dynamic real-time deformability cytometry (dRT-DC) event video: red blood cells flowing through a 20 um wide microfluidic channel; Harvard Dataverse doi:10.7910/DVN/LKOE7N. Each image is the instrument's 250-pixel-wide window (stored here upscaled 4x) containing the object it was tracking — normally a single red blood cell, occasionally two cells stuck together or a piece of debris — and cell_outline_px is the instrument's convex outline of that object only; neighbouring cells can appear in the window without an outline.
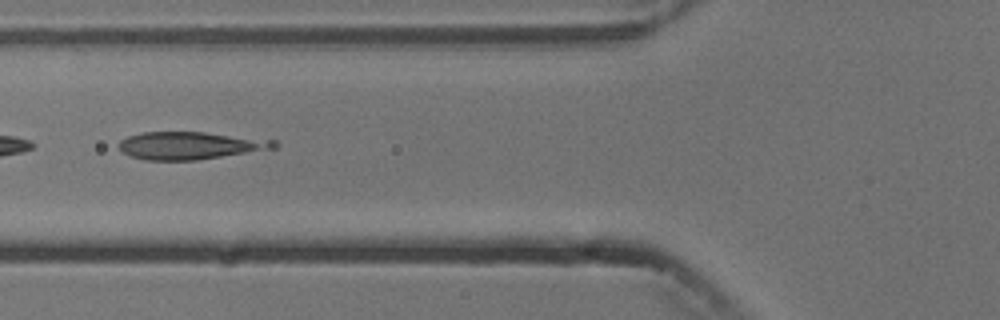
{"species": "common noctule bat (a hibernating species)", "species_latin": "Nyctalus noctula", "temperature_condition": "cold", "stored_images_in_passage": 10, "camera_frame_rate_fps": 3000, "um_per_image_px": 0.085, "animal": {"sex": "male", "body_mass_g": 13.3}, "frame": {"image": 1, "passage_image": 5, "time_ms": 5.0, "image_size_px": [1000, 320], "cell_outline_px": [[280, 144], [276, 148], [196, 160], [144, 160], [132, 156], [124, 152], [116, 144], [120, 140], [128, 136], [144, 132], [204, 132], [276, 140]], "centroid_in_image_um": [16.17, 12.36], "position_along_channel_um": 109.6, "area_um2": 24.85}}
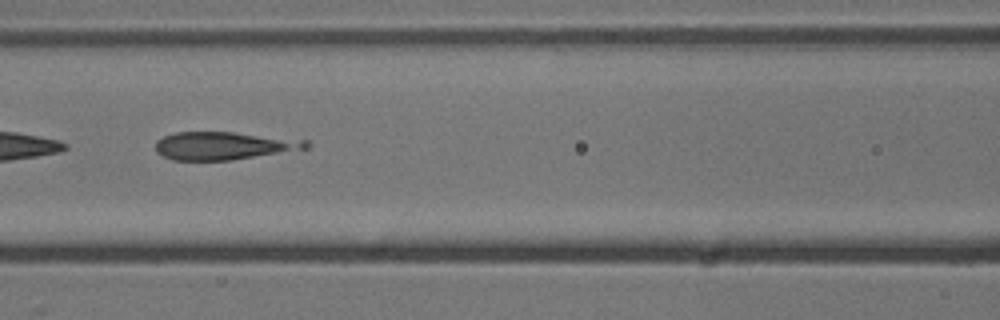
{"frame": {"image": 2, "passage_image": 6, "time_ms": 6.0, "image_size_px": [1000, 320], "cell_outline_px": [[312, 144], [308, 148], [232, 160], [172, 160], [156, 152], [156, 140], [164, 136], [176, 132], [232, 132], [308, 140]], "centroid_in_image_um": [19.02, 12.38], "position_along_channel_um": 147.6, "area_um2": 24.39}}
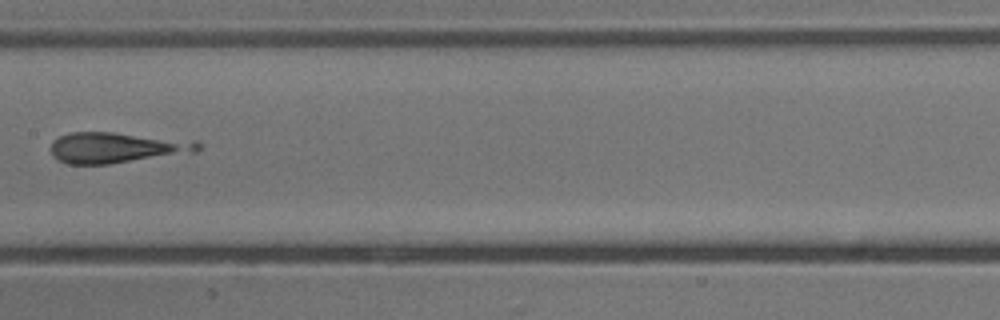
{"frame": {"image": 3, "passage_image": 7, "time_ms": 7.333, "image_size_px": [1000, 320], "cell_outline_px": [[204, 144], [196, 152], [108, 164], [68, 164], [60, 160], [52, 152], [52, 140], [60, 136], [72, 132], [112, 132], [200, 140]], "centroid_in_image_um": [10.02, 12.53], "position_along_channel_um": 197.4, "area_um2": 26.47}}